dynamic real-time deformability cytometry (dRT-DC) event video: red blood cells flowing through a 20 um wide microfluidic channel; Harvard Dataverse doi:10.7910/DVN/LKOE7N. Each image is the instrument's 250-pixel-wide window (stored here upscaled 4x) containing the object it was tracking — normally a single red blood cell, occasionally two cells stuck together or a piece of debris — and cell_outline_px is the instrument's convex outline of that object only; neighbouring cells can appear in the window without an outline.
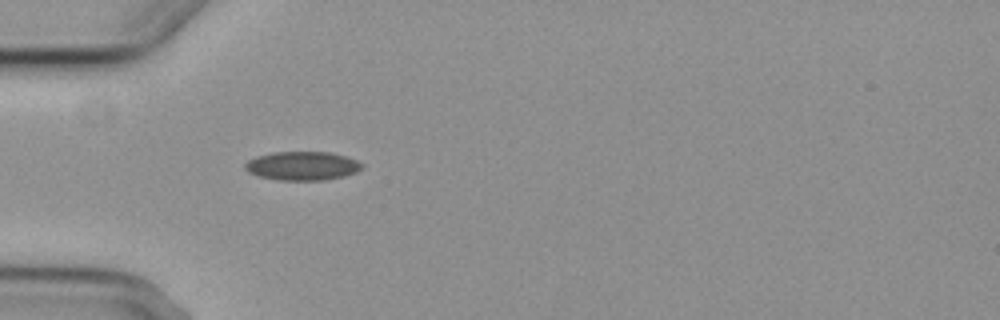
{"species": "common noctule bat (a hibernating species)", "species_latin": "Nyctalus noctula", "temperature_condition": "cold", "stored_images_in_passage": 4, "camera_frame_rate_fps": 3000, "um_per_image_px": 0.085, "animal": {"sex": "female", "body_mass_g": 29.2, "forearm_length_mm": 56.3}, "frame": {"image": 1, "passage_image": 4, "time_ms": 4.333, "image_size_px": [1000, 320], "cell_outline_px": [[364, 168], [356, 172], [344, 176], [324, 180], [280, 180], [260, 176], [248, 172], [244, 168], [244, 164], [248, 160], [256, 156], [272, 152], [328, 152], [344, 156], [356, 160], [364, 164]], "centroid_in_image_um": [25.7, 14.1], "position_along_channel_um": 59.3, "area_um2": 19.59}}